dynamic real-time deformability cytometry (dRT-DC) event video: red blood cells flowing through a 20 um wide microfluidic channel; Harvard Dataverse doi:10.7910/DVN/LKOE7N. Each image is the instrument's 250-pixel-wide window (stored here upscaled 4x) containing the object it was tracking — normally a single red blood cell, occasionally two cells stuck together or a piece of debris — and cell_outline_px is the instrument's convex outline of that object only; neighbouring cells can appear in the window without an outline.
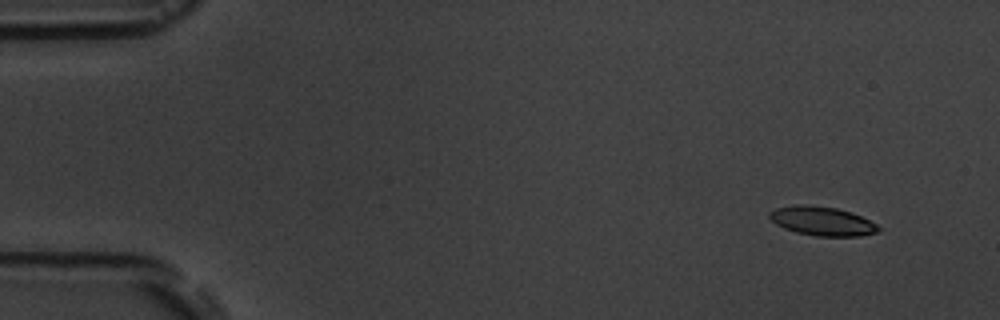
{"species": "common noctule bat (a hibernating species)", "species_latin": "Nyctalus noctula", "temperature_condition": "room temperature", "stored_images_in_passage": 10, "camera_frame_rate_fps": 3000, "um_per_image_px": 0.085, "animal": {"sex": "male", "body_mass_g": 19.5, "forearm_length_mm": 54.6}, "frame": {"image": 1, "passage_image": 1, "time_ms": 0.0, "image_size_px": [1000, 320], "cell_outline_px": [[880, 228], [876, 232], [860, 236], [816, 236], [796, 232], [784, 228], [776, 224], [768, 216], [768, 212], [776, 208], [796, 204], [808, 204], [836, 208], [860, 216], [876, 224]], "centroid_in_image_um": [69.83, 18.79], "position_along_channel_um": 15.2, "area_um2": 18.26}}
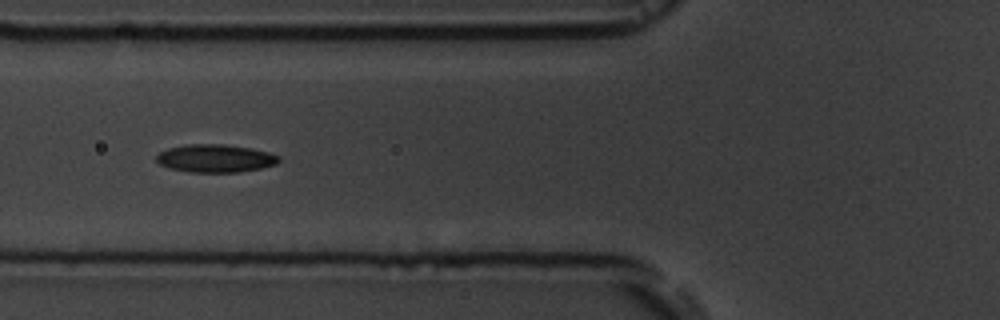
{"frame": {"image": 2, "passage_image": 6, "time_ms": 5.667, "image_size_px": [1000, 320], "cell_outline_px": [[280, 160], [276, 164], [260, 168], [240, 172], [192, 172], [168, 168], [160, 164], [156, 160], [156, 156], [160, 152], [168, 148], [184, 144], [224, 144], [252, 148], [268, 152], [280, 156]], "centroid_in_image_um": [18.3, 13.45], "position_along_channel_um": 107.5, "area_um2": 20.0}}
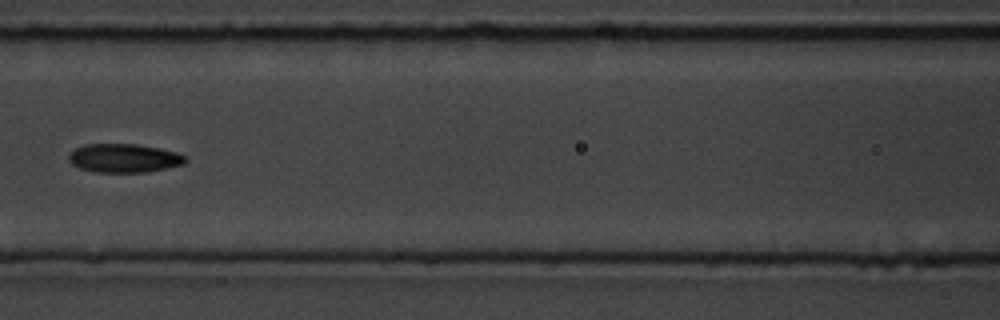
{"frame": {"image": 3, "passage_image": 7, "time_ms": 7.0, "image_size_px": [1000, 320], "cell_outline_px": [[188, 160], [184, 164], [148, 172], [92, 172], [80, 168], [72, 164], [68, 160], [68, 156], [76, 148], [84, 144], [136, 144], [160, 148], [176, 152], [184, 156]], "centroid_in_image_um": [10.54, 13.44], "position_along_channel_um": 156.1, "area_um2": 19.54}}